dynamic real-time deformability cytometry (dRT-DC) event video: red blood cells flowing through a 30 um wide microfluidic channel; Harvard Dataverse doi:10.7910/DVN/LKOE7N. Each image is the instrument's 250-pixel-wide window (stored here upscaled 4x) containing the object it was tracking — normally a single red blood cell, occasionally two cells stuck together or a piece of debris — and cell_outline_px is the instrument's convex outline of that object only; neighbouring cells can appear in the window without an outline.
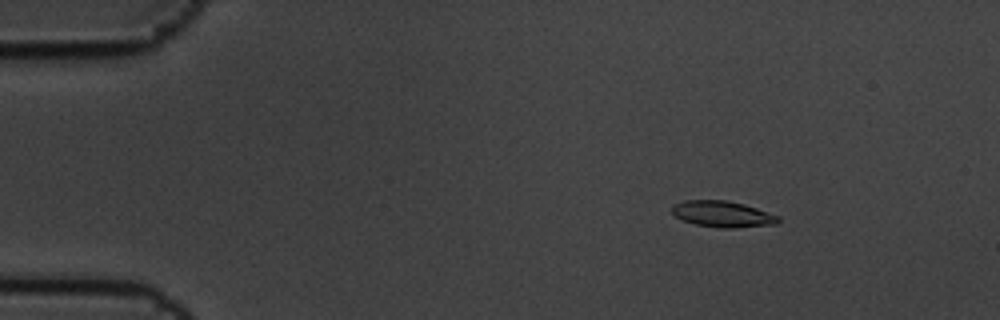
{"species": "common noctule bat (a hibernating species)", "species_latin": "Nyctalus noctula", "temperature_condition": "cold", "stored_images_in_passage": 11, "camera_frame_rate_fps": 3000, "um_per_image_px": 0.085, "animal": {"sex": "male", "body_mass_g": 19.5, "forearm_length_mm": 54.6}, "frame": {"image": 1, "passage_image": 2, "time_ms": 0.333, "image_size_px": [1000, 320], "cell_outline_px": [[780, 220], [776, 224], [736, 228], [720, 228], [696, 224], [684, 220], [676, 216], [672, 212], [672, 204], [684, 200], [728, 200], [744, 204], [780, 216]], "centroid_in_image_um": [61.43, 18.19], "position_along_channel_um": 23.6, "area_um2": 16.24}}
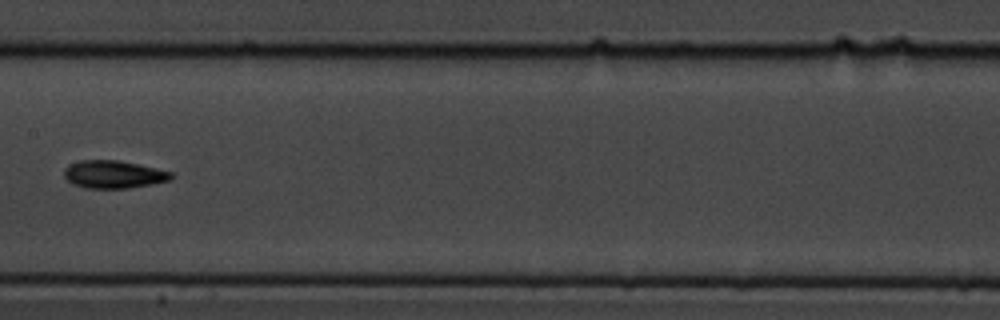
{"frame": {"image": 2, "passage_image": 8, "time_ms": 2.333, "image_size_px": [1000, 320], "cell_outline_px": [[172, 176], [168, 180], [152, 184], [128, 188], [84, 188], [72, 184], [64, 176], [64, 168], [68, 164], [80, 160], [116, 160], [136, 164], [172, 172]], "centroid_in_image_um": [9.58, 14.82], "position_along_channel_um": 197.8, "area_um2": 17.17}}
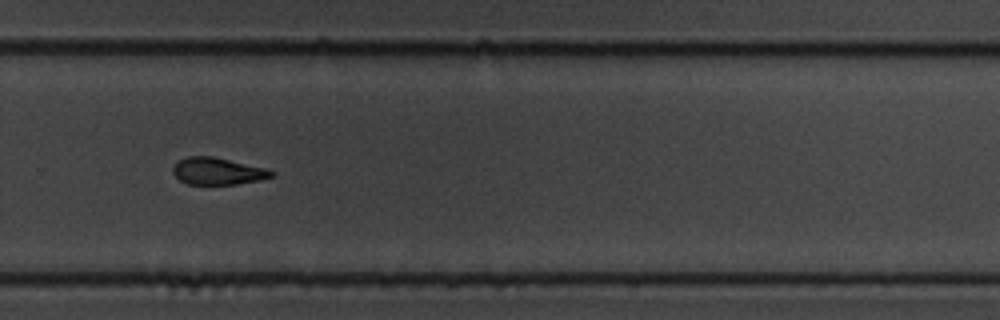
{"frame": {"image": 3, "passage_image": 11, "time_ms": 3.333, "image_size_px": [1000, 320], "cell_outline_px": [[276, 172], [272, 176], [260, 180], [236, 184], [188, 184], [180, 180], [172, 172], [172, 168], [180, 160], [188, 156], [212, 156], [268, 168]], "centroid_in_image_um": [18.53, 14.54], "position_along_channel_um": 311.3, "area_um2": 15.49}}